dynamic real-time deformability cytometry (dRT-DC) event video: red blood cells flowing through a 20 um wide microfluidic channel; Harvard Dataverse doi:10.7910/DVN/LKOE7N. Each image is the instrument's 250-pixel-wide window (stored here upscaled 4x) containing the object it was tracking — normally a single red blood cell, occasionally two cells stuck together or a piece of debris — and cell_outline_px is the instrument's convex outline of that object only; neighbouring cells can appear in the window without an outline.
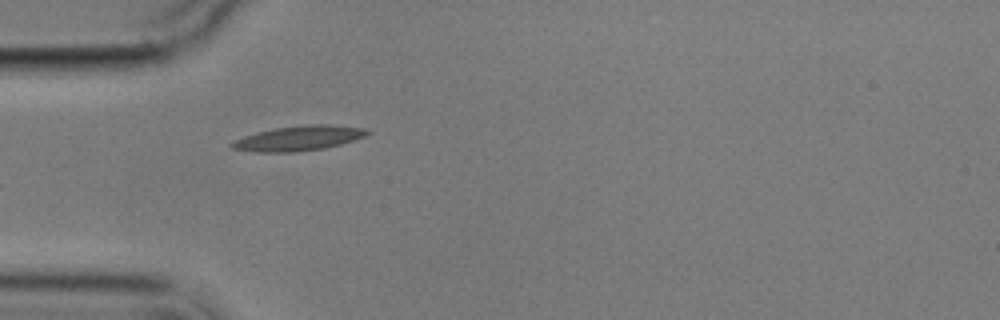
{"species": "common noctule bat (a hibernating species)", "species_latin": "Nyctalus noctula", "temperature_condition": "cold", "stored_images_in_passage": 6, "camera_frame_rate_fps": 3000, "um_per_image_px": 0.085, "animal": {"sex": "male", "body_mass_g": 17.9}, "frame": {"image": 1, "passage_image": 5, "time_ms": 5.667, "image_size_px": [1000, 320], "cell_outline_px": [[372, 132], [364, 136], [340, 144], [324, 148], [296, 152], [252, 152], [232, 148], [228, 144], [244, 136], [276, 128], [308, 124], [332, 124], [364, 128]], "centroid_in_image_um": [25.39, 11.75], "position_along_channel_um": 59.6, "area_um2": 19.48}}
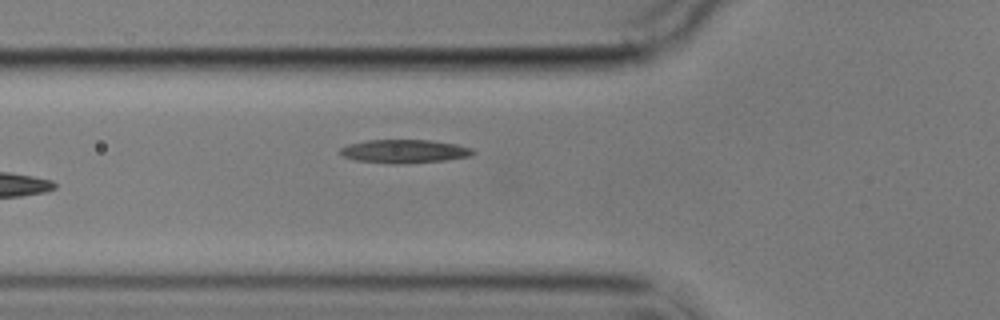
{"frame": {"image": 2, "passage_image": 6, "time_ms": 6.667, "image_size_px": [1000, 320], "cell_outline_px": [[476, 152], [472, 156], [444, 160], [408, 164], [388, 164], [356, 160], [344, 156], [340, 152], [340, 148], [348, 144], [368, 140], [432, 140], [456, 144], [472, 148]], "centroid_in_image_um": [34.4, 12.86], "position_along_channel_um": 91.4, "area_um2": 18.32}}